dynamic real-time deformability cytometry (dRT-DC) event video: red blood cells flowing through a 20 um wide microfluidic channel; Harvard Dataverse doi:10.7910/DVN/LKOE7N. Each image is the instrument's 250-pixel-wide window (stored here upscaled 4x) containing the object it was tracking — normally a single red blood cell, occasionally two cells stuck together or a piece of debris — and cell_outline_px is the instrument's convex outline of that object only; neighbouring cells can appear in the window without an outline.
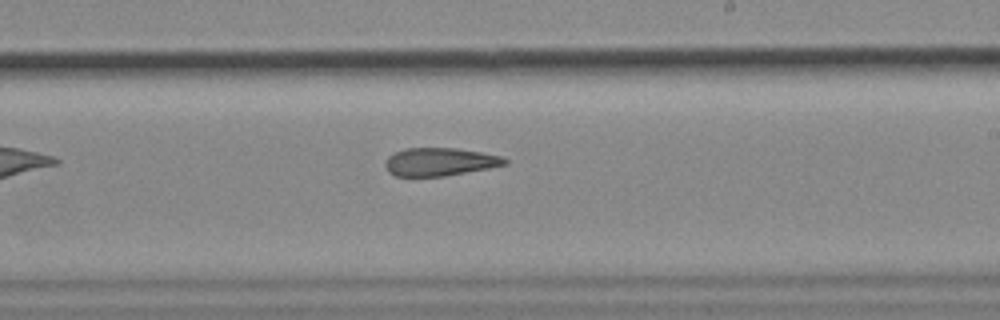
{"species": "common noctule bat (a hibernating species)", "species_latin": "Nyctalus noctula", "temperature_condition": "cold", "stored_images_in_passage": 28, "camera_frame_rate_fps": 3000, "um_per_image_px": 0.085, "animal": {"sex": "female", "body_mass_g": 18.4}, "frame": {"image": 1, "passage_image": 16, "time_ms": 5.0, "image_size_px": [1000, 320], "cell_outline_px": [[508, 164], [488, 168], [444, 176], [396, 176], [388, 172], [384, 164], [388, 156], [404, 148], [456, 148], [480, 152], [500, 156], [508, 160]], "centroid_in_image_um": [37.35, 13.75], "position_along_channel_um": 251.6, "area_um2": 19.42}}